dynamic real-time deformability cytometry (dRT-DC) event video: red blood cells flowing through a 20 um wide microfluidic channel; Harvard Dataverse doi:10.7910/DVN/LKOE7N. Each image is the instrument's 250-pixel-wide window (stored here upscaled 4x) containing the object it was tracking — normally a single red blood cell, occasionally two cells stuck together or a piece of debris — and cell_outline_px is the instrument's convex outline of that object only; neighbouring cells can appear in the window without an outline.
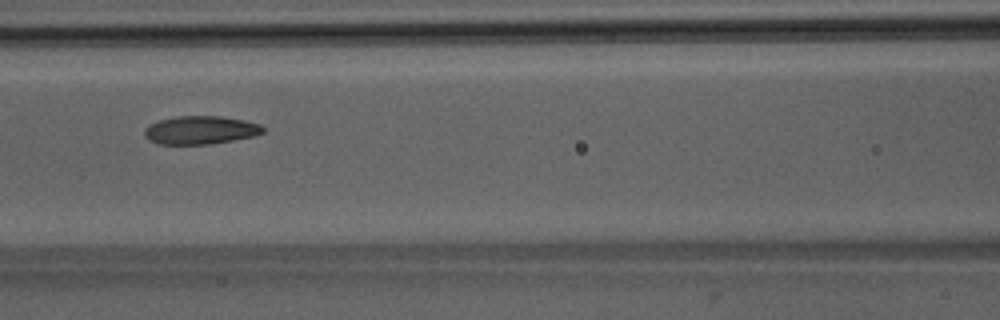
{"species": "Egyptian fruit bat (a non-hibernating species)", "species_latin": "Rousettus aegyptiacus", "temperature_condition": "room temperature", "stored_images_in_passage": 6, "camera_frame_rate_fps": 3000, "um_per_image_px": 0.085, "animal": {"sex": "male"}, "frame": {"image": 1, "passage_image": 5, "time_ms": 4.667, "image_size_px": [1000, 320], "cell_outline_px": [[264, 132], [256, 136], [212, 144], [160, 144], [144, 136], [144, 128], [148, 124], [160, 120], [176, 116], [220, 116], [244, 120], [260, 124], [264, 128]], "centroid_in_image_um": [17.06, 11.05], "position_along_channel_um": 149.5, "area_um2": 19.59}}